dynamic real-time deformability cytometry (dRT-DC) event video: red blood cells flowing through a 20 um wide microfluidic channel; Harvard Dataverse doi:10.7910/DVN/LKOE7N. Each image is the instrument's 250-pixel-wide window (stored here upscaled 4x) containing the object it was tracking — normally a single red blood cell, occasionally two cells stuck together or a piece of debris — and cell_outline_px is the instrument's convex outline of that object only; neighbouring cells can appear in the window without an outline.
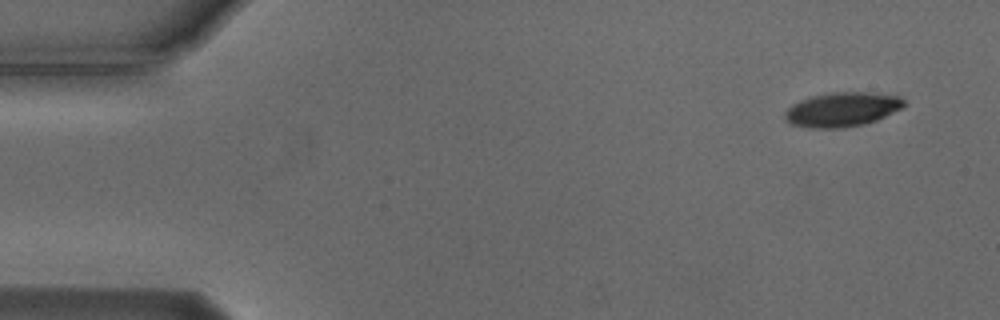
{"species": "Egyptian fruit bat (a non-hibernating species)", "species_latin": "Rousettus aegyptiacus", "temperature_condition": "cold", "stored_images_in_passage": 42, "camera_frame_rate_fps": 3000, "um_per_image_px": 0.085, "animal": {"sex": "male"}, "frame": {"image": 1, "passage_image": 1, "time_ms": 0.0, "image_size_px": [1000, 320], "cell_outline_px": [[904, 108], [876, 120], [864, 124], [844, 128], [812, 128], [792, 124], [784, 116], [784, 112], [792, 104], [800, 100], [812, 96], [828, 92], [868, 92], [900, 96], [904, 100]], "centroid_in_image_um": [71.6, 9.3], "position_along_channel_um": 13.4, "area_um2": 23.93}}
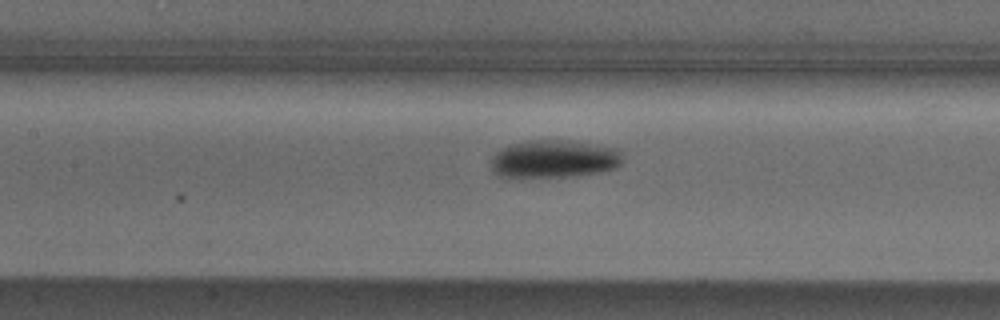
{"frame": {"image": 2, "passage_image": 22, "time_ms": 7.0, "image_size_px": [1000, 320], "cell_outline_px": [[620, 164], [616, 168], [600, 172], [568, 176], [496, 176], [492, 172], [492, 156], [496, 152], [508, 144], [528, 140], [560, 140], [620, 148]], "centroid_in_image_um": [47.06, 13.5], "position_along_channel_um": 160.3, "area_um2": 28.67}}
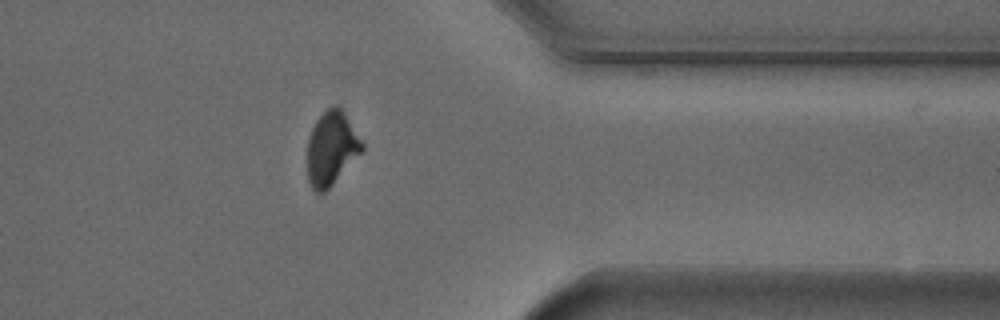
{"frame": {"image": 3, "passage_image": 41, "time_ms": 13.333, "image_size_px": [1000, 320], "cell_outline_px": [[364, 152], [324, 192], [316, 192], [312, 188], [308, 180], [308, 136], [316, 120], [332, 104], [336, 104], [344, 112], [364, 144]], "centroid_in_image_um": [28.19, 12.6], "position_along_channel_um": 383.2, "area_um2": 23.52}}